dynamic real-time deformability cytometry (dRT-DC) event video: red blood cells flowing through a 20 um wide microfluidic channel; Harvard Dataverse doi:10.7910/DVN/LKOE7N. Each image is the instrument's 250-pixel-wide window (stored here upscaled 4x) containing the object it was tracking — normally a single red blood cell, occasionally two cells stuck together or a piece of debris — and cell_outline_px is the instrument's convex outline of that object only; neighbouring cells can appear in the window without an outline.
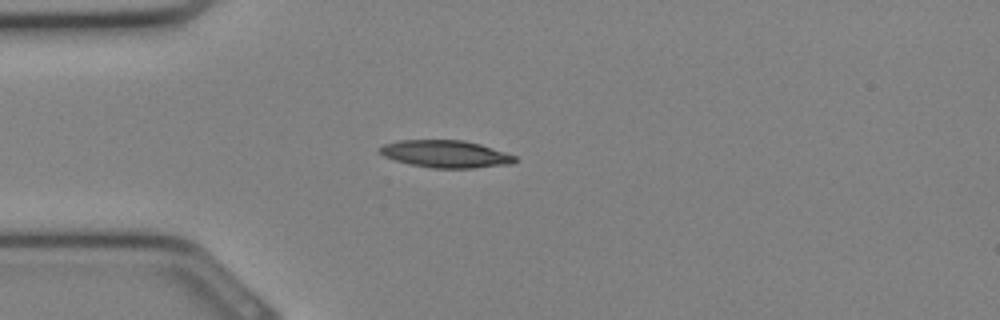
{"species": "Egyptian fruit bat (a non-hibernating species)", "species_latin": "Rousettus aegyptiacus", "temperature_condition": "cold", "stored_images_in_passage": 14, "camera_frame_rate_fps": 3000, "um_per_image_px": 0.085, "animal": {"sex": "female"}, "frame": {"image": 1, "passage_image": 1, "time_ms": 0.0, "image_size_px": [1000, 320], "cell_outline_px": [[516, 160], [512, 164], [472, 168], [432, 168], [412, 164], [396, 160], [384, 156], [376, 152], [384, 144], [400, 140], [464, 140], [480, 144], [516, 156]], "centroid_in_image_um": [37.87, 13.08], "position_along_channel_um": 47.1, "area_um2": 21.39}}
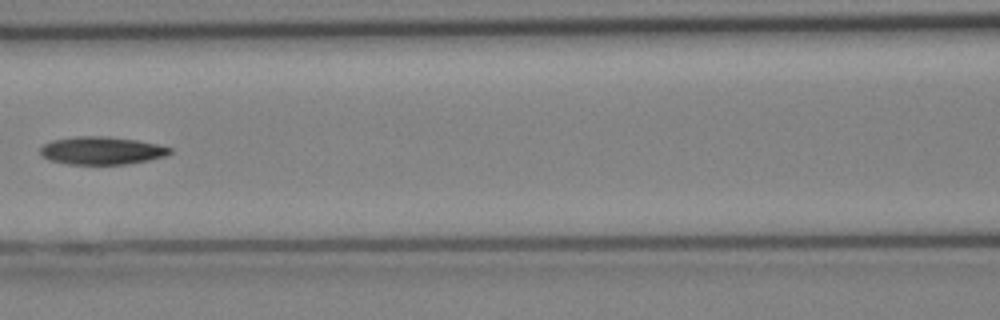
{"frame": {"image": 2, "passage_image": 7, "time_ms": 2.0, "image_size_px": [1000, 320], "cell_outline_px": [[172, 152], [168, 156], [128, 164], [68, 164], [48, 160], [40, 156], [40, 148], [44, 144], [52, 140], [76, 136], [108, 136], [136, 140], [160, 144], [172, 148]], "centroid_in_image_um": [8.65, 12.8], "position_along_channel_um": 157.9, "area_um2": 21.33}}
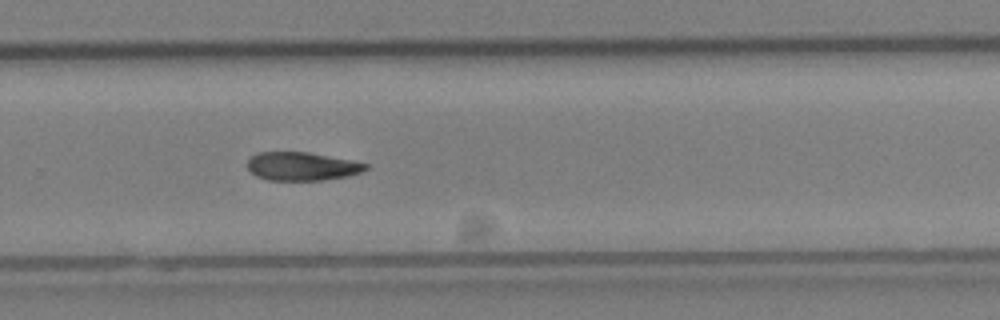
{"frame": {"image": 3, "passage_image": 14, "time_ms": 4.333, "image_size_px": [1000, 320], "cell_outline_px": [[368, 168], [360, 172], [348, 176], [320, 180], [268, 180], [256, 176], [248, 168], [248, 160], [256, 152], [308, 152], [352, 160], [368, 164]], "centroid_in_image_um": [25.66, 14.13], "position_along_channel_um": 304.1, "area_um2": 19.48}}